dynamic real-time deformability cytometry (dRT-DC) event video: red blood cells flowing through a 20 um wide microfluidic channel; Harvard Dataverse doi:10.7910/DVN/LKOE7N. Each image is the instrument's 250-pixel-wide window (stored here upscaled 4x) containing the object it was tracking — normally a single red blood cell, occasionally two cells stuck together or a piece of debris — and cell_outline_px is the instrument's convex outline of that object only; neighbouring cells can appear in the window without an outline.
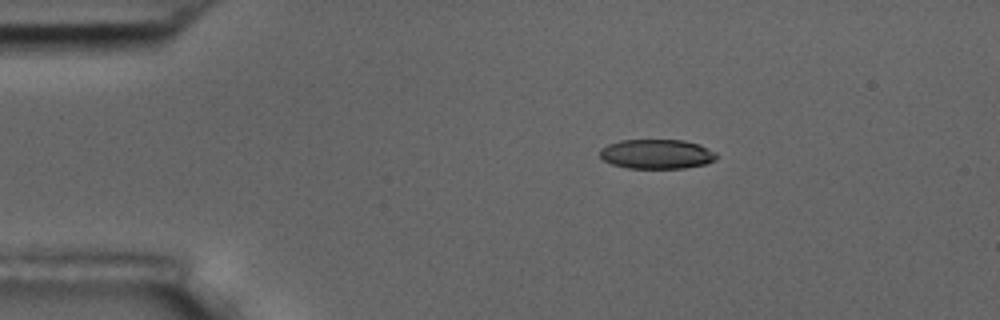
{"species": "common noctule bat (a hibernating species)", "species_latin": "Nyctalus noctula", "temperature_condition": "room temperature", "stored_images_in_passage": 3, "camera_frame_rate_fps": 3000, "um_per_image_px": 0.085, "animal": {"sex": "male", "body_mass_g": 17.5, "forearm_length_mm": 52.3}, "frame": {"image": 1, "passage_image": 1, "time_ms": 0.0, "image_size_px": [1000, 320], "cell_outline_px": [[716, 160], [704, 164], [684, 168], [628, 168], [612, 164], [604, 160], [600, 156], [600, 148], [608, 144], [620, 140], [684, 140], [700, 144], [716, 152]], "centroid_in_image_um": [55.83, 13.09], "position_along_channel_um": 29.2, "area_um2": 20.11}}